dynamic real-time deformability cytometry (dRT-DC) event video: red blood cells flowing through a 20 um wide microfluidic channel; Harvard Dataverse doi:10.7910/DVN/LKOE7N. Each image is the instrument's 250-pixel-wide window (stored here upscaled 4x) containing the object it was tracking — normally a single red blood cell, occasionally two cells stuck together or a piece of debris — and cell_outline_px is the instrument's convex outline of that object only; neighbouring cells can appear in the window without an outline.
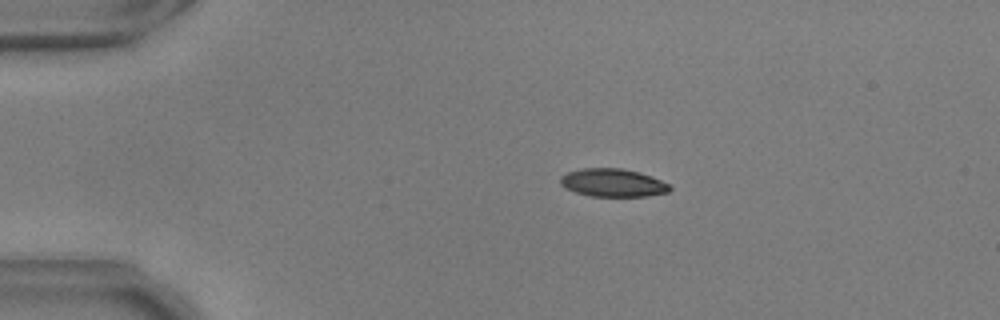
{"species": "common noctule bat (a hibernating species)", "species_latin": "Nyctalus noctula", "temperature_condition": "warm", "stored_images_in_passage": 11, "camera_frame_rate_fps": 3000, "um_per_image_px": 0.085, "animal": {"sex": "male", "body_mass_g": 17.9, "forearm_length_mm": 54.2}, "frame": {"image": 1, "passage_image": 1, "time_ms": 0.0, "image_size_px": [1000, 320], "cell_outline_px": [[672, 188], [668, 192], [648, 196], [592, 196], [576, 192], [564, 188], [560, 184], [560, 176], [568, 172], [580, 168], [620, 168], [640, 172], [652, 176], [668, 184]], "centroid_in_image_um": [52.07, 15.53], "position_along_channel_um": 32.9, "area_um2": 17.92}}